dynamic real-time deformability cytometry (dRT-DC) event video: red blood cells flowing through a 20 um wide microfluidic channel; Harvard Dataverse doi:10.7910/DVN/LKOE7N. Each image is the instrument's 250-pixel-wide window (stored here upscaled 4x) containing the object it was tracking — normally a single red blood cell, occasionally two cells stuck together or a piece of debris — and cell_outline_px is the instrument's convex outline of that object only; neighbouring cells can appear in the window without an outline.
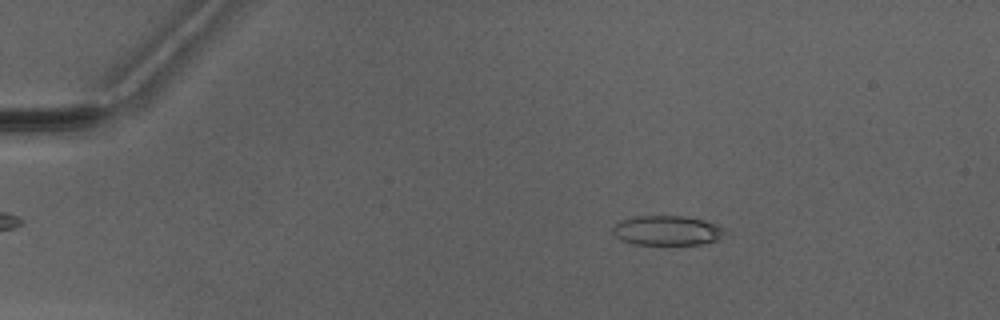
{"species": "Egyptian fruit bat (a non-hibernating species)", "species_latin": "Rousettus aegyptiacus", "temperature_condition": "warm", "stored_images_in_passage": 4, "camera_frame_rate_fps": 3000, "um_per_image_px": 0.085, "animal": {"sex": "male"}, "frame": {"image": 1, "passage_image": 2, "time_ms": 1.333, "image_size_px": [1000, 320], "cell_outline_px": [[732, 232], [720, 240], [700, 244], [632, 244], [620, 240], [612, 232], [612, 228], [620, 220], [636, 216], [684, 216], [704, 220], [716, 224]], "centroid_in_image_um": [56.78, 19.6], "position_along_channel_um": 28.2, "area_um2": 19.77}}